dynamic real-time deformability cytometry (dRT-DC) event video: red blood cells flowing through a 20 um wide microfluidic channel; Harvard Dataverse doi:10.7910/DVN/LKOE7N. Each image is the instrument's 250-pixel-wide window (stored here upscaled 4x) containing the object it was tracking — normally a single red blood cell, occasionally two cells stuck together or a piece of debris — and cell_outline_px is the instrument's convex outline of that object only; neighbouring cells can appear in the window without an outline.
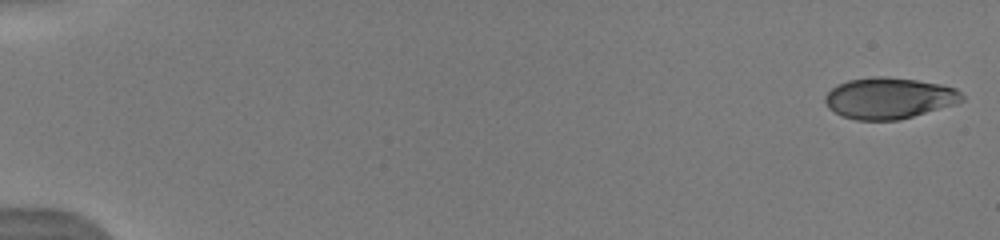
{"species": "human", "species_latin": "Homo sapiens", "temperature_condition": "warm", "stored_images_in_passage": 74, "camera_frame_rate_fps": 3000, "um_per_image_px": 0.085, "donor": {"sex": "male"}, "frame": {"image": 1, "passage_image": 1, "time_ms": 0.0, "image_size_px": [1000, 240], "cell_outline_px": [[964, 100], [956, 104], [912, 116], [896, 120], [856, 120], [840, 116], [828, 108], [824, 100], [824, 96], [832, 88], [848, 80], [872, 76], [884, 76], [916, 80], [940, 84], [956, 88], [964, 96]], "centroid_in_image_um": [75.55, 8.34], "position_along_channel_um": 9.4, "area_um2": 32.89}}
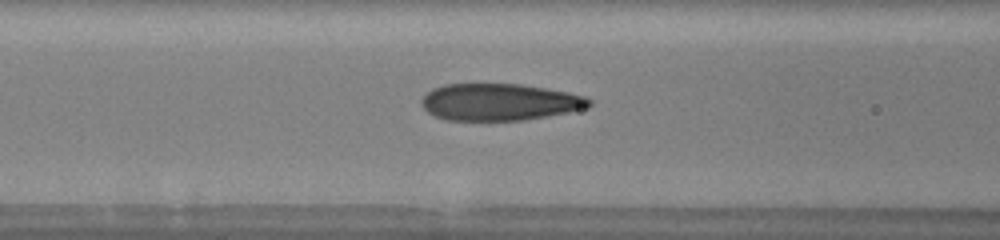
{"frame": {"image": 2, "passage_image": 28, "time_ms": 7.333, "image_size_px": [1000, 240], "cell_outline_px": [[592, 104], [588, 108], [568, 112], [524, 120], [448, 120], [436, 116], [428, 112], [420, 104], [420, 100], [432, 88], [444, 84], [520, 84], [568, 92], [584, 96], [592, 100]], "centroid_in_image_um": [42.46, 8.67], "position_along_channel_um": 124.1, "area_um2": 36.01}}
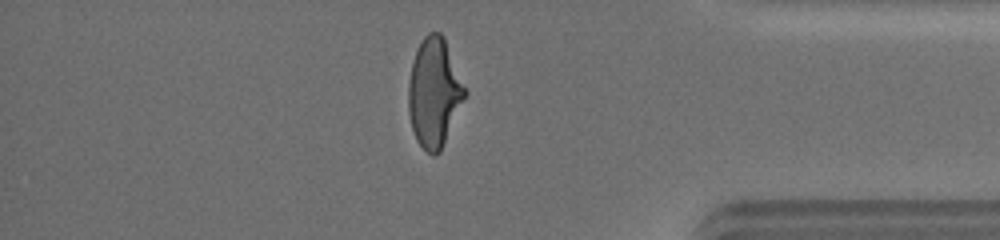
{"frame": {"image": 3, "passage_image": 64, "time_ms": 14.667, "image_size_px": [1000, 240], "cell_outline_px": [[468, 92], [440, 152], [436, 156], [432, 156], [416, 140], [412, 128], [408, 112], [408, 84], [412, 64], [416, 52], [424, 36], [428, 32], [440, 32], [444, 36]], "centroid_in_image_um": [36.92, 7.87], "position_along_channel_um": 398.3, "area_um2": 35.89}, "authors_computed_cell_mechanics": {"area_um2": 36.0383, "velocity_mm_per_s": 3.9967, "shape_relaxation_time_tau1_ms": 5.1952, "shape_relaxation_time_tau2_ms": 0.7235, "deformation_change_tau1": 0.232, "deformation_change_tau2": 0.0771}}